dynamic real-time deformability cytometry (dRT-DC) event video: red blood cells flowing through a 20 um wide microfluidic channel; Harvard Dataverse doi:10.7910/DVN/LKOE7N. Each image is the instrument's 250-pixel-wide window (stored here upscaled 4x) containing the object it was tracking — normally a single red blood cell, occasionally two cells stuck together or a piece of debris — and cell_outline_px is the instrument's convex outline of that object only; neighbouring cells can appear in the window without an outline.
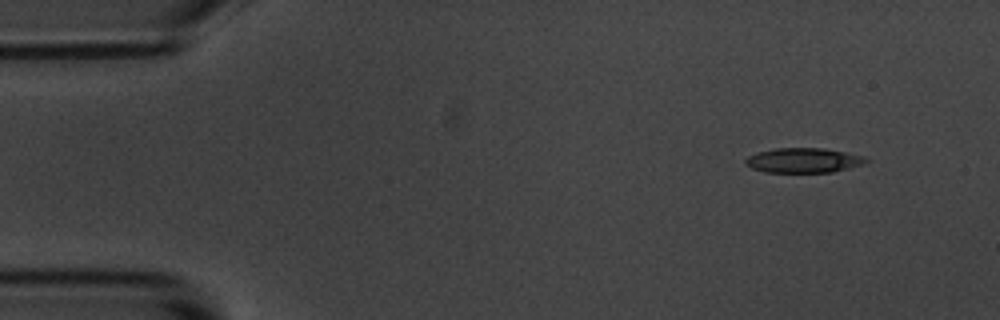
{"species": "common noctule bat (a hibernating species)", "species_latin": "Nyctalus noctula", "temperature_condition": "room temperature", "stored_images_in_passage": 3, "camera_frame_rate_fps": 3000, "um_per_image_px": 0.085, "animal": {"sex": "male", "body_mass_g": 20.1, "forearm_length_mm": 53.5}, "frame": {"image": 1, "passage_image": 1, "time_ms": 0.0, "image_size_px": [1000, 320], "cell_outline_px": [[872, 160], [864, 164], [832, 172], [764, 172], [752, 168], [744, 164], [744, 160], [748, 156], [756, 152], [776, 148], [824, 148], [864, 156]], "centroid_in_image_um": [68.29, 13.63], "position_along_channel_um": 16.7, "area_um2": 17.51}}